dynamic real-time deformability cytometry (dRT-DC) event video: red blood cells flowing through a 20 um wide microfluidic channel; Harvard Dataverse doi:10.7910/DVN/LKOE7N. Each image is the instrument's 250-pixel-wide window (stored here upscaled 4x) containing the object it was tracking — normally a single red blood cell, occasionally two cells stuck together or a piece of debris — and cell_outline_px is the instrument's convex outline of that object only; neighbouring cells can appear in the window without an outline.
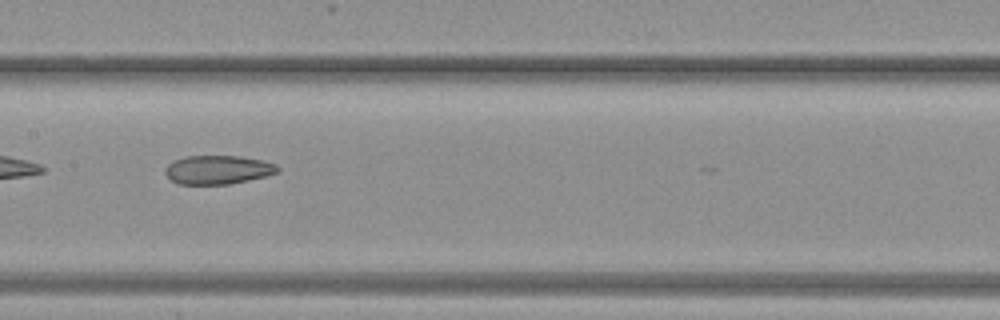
{"species": "common noctule bat (a hibernating species)", "species_latin": "Nyctalus noctula", "temperature_condition": "warm", "stored_images_in_passage": 27, "camera_frame_rate_fps": 3000, "um_per_image_px": 0.085, "animal": {"sex": "female", "body_mass_g": 19.3, "forearm_length_mm": 54.1}, "frame": {"image": 1, "passage_image": 8, "time_ms": 2.333, "image_size_px": [1000, 320], "cell_outline_px": [[280, 172], [248, 180], [228, 184], [176, 184], [164, 172], [164, 168], [172, 160], [184, 156], [240, 156], [264, 160], [276, 164], [280, 168]], "centroid_in_image_um": [18.51, 14.42], "position_along_channel_um": 188.9, "area_um2": 19.02}}
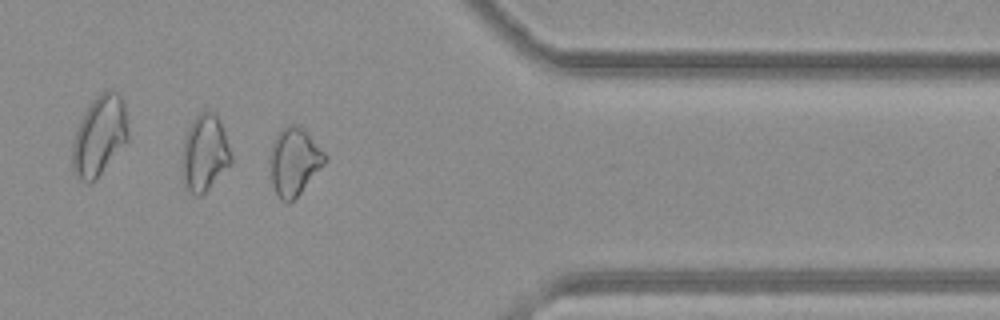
{"frame": {"image": 2, "passage_image": 20, "time_ms": 6.333, "image_size_px": [1000, 320], "cell_outline_px": [[328, 160], [300, 192], [288, 204], [280, 200], [272, 184], [268, 160], [268, 152], [276, 136], [288, 124], [296, 124], [304, 128], [328, 156]], "centroid_in_image_um": [24.99, 13.71], "position_along_channel_um": 386.4, "area_um2": 21.85}}